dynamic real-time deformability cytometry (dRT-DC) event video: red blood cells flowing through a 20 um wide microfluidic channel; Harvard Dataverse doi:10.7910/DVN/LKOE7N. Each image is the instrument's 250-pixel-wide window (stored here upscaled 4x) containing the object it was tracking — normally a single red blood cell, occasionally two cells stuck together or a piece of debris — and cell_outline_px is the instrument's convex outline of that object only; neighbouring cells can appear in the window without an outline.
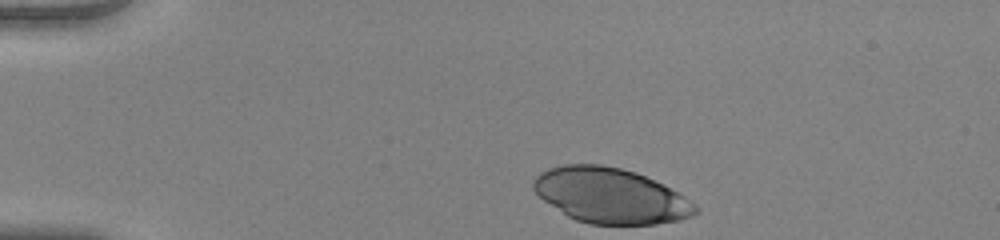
{"species": "human", "species_latin": "Homo sapiens", "temperature_condition": "warm", "stored_images_in_passage": 37, "camera_frame_rate_fps": 3000, "um_per_image_px": 0.085, "donor": {"sex": "female"}, "frame": {"image": 1, "passage_image": 1, "time_ms": 0.0, "image_size_px": [1000, 240], "cell_outline_px": [[700, 212], [692, 216], [680, 220], [656, 224], [588, 224], [576, 220], [568, 216], [544, 200], [532, 188], [532, 180], [540, 172], [548, 168], [564, 164], [600, 164], [620, 168], [636, 172], [684, 196], [696, 204], [700, 208]], "centroid_in_image_um": [51.89, 16.63], "position_along_channel_um": 33.1, "area_um2": 51.96}}
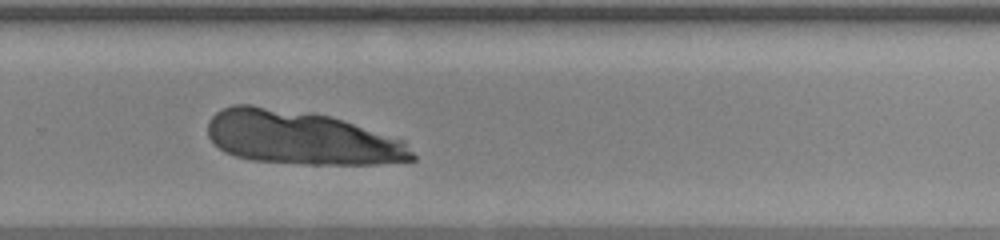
{"frame": {"image": 2, "passage_image": 27, "time_ms": 8.667, "image_size_px": [1000, 240], "cell_outline_px": [[416, 160], [376, 164], [304, 164], [252, 160], [236, 156], [224, 152], [208, 136], [208, 120], [216, 112], [232, 104], [252, 104], [332, 116], [404, 140], [416, 156]], "centroid_in_image_um": [25.6, 11.71], "position_along_channel_um": 304.2, "area_um2": 64.04}}
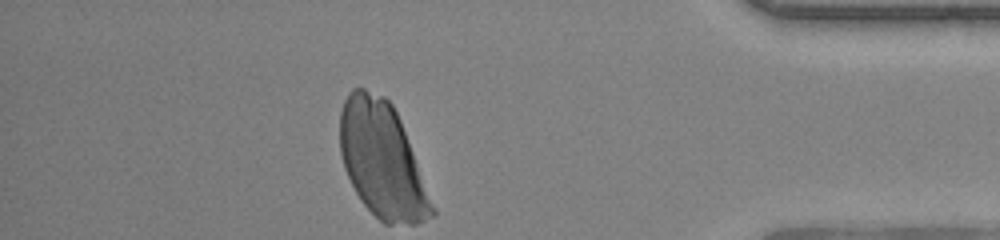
{"frame": {"image": 3, "passage_image": 37, "time_ms": 12.0, "image_size_px": [1000, 240], "cell_outline_px": [[436, 212], [432, 216], [416, 224], [384, 224], [360, 200], [344, 168], [340, 152], [340, 112], [344, 100], [348, 92], [352, 88], [364, 88], [384, 96], [392, 104], [400, 120], [436, 208]], "centroid_in_image_um": [32.48, 13.62], "position_along_channel_um": 402.7, "area_um2": 61.79}}